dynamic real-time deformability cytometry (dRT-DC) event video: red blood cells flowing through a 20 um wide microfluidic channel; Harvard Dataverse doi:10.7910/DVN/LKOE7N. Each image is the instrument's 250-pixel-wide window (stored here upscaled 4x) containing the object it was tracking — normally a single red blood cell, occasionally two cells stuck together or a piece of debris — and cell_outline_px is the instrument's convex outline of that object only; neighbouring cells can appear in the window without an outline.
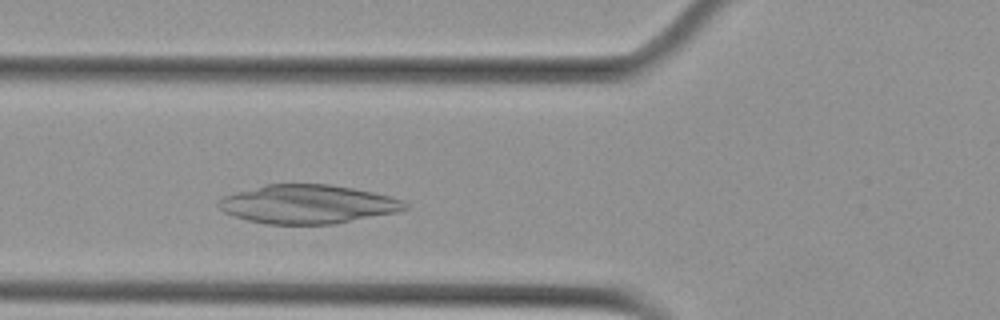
{"species": "Egyptian fruit bat (a non-hibernating species)", "species_latin": "Rousettus aegyptiacus", "temperature_condition": "cold", "stored_images_in_passage": 3, "camera_frame_rate_fps": 3000, "um_per_image_px": 0.085, "animal": {"sex": "female"}, "frame": {"image": 1, "passage_image": 3, "time_ms": 0.667, "image_size_px": [1000, 320], "cell_outline_px": [[408, 208], [396, 212], [332, 224], [268, 224], [248, 220], [232, 216], [224, 212], [216, 204], [224, 196], [264, 184], [328, 184], [352, 188], [392, 196], [404, 200], [408, 204]], "centroid_in_image_um": [26.16, 17.35], "position_along_channel_um": 99.6, "area_um2": 41.96}}